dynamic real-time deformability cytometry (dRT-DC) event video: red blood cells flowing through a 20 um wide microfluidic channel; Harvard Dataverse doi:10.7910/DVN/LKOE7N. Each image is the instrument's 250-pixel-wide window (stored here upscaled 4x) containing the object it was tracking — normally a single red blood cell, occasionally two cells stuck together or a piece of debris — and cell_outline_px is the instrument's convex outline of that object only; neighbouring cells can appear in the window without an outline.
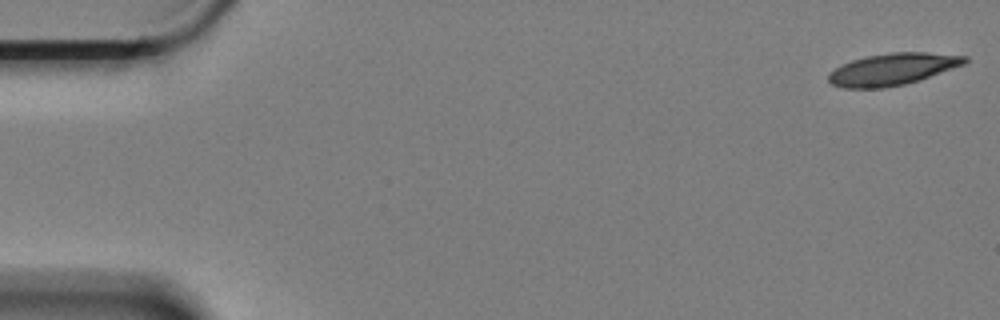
{"species": "Egyptian fruit bat (a non-hibernating species)", "species_latin": "Rousettus aegyptiacus", "temperature_condition": "cold", "stored_images_in_passage": 60, "segment_of_instrument_passage": [1, 2], "camera_frame_rate_fps": 3000, "um_per_image_px": 0.085, "animal": {"sex": "female"}, "frame": {"image": 1, "passage_image": 1, "time_ms": 0.0, "image_size_px": [1000, 320], "cell_outline_px": [[968, 60], [964, 64], [920, 80], [904, 84], [884, 88], [844, 88], [832, 84], [828, 80], [828, 72], [840, 64], [864, 56], [888, 52], [928, 52], [968, 56]], "centroid_in_image_um": [75.83, 5.87], "position_along_channel_um": 9.2, "area_um2": 25.55}}
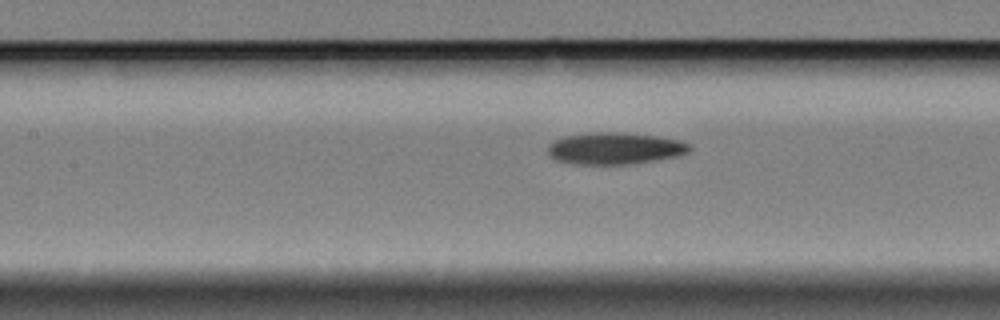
{"frame": {"image": 2, "passage_image": 26, "time_ms": 8.333, "image_size_px": [1000, 320], "cell_outline_px": [[692, 148], [688, 152], [676, 156], [656, 160], [628, 164], [576, 164], [556, 160], [548, 156], [548, 144], [552, 140], [564, 136], [592, 132], [616, 132], [656, 136], [684, 140]], "centroid_in_image_um": [52.23, 12.61], "position_along_channel_um": 155.2, "area_um2": 26.41}}
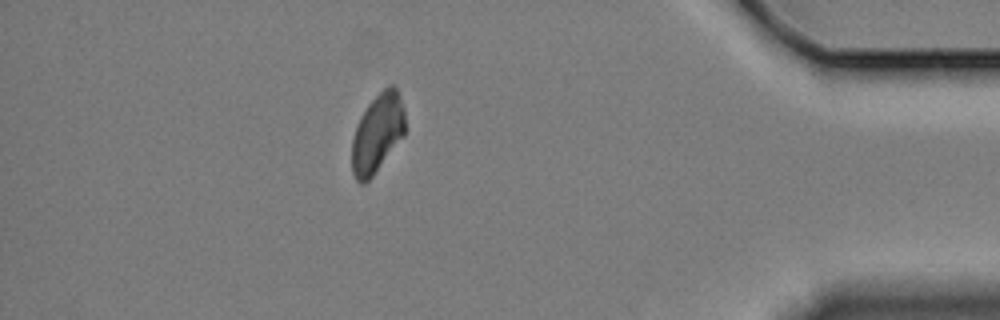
{"frame": {"image": 3, "passage_image": 52, "time_ms": 17.0, "image_size_px": [1000, 320], "cell_outline_px": [[404, 136], [372, 176], [364, 184], [360, 184], [356, 180], [352, 172], [352, 140], [360, 116], [368, 104], [388, 84], [392, 84], [400, 92], [404, 108]], "centroid_in_image_um": [32.08, 11.31], "position_along_channel_um": 403.1, "area_um2": 24.39}}